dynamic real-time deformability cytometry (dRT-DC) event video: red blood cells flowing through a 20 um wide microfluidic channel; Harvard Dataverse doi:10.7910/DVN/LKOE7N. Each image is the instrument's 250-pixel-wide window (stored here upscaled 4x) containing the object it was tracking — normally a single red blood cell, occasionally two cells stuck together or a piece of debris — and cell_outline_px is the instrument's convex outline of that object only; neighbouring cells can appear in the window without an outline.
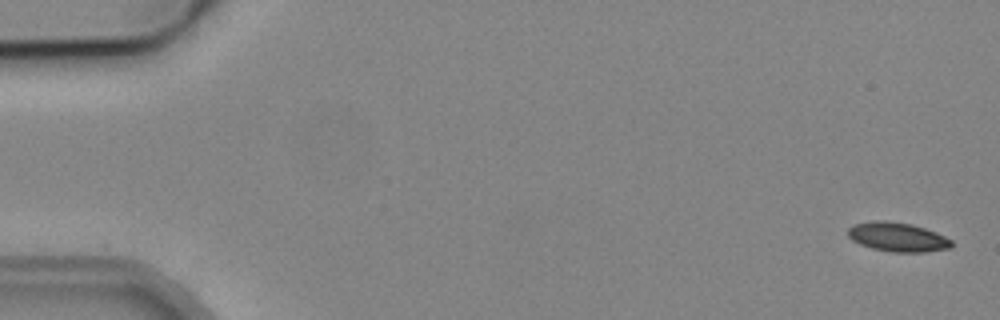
{"species": "common noctule bat (a hibernating species)", "species_latin": "Nyctalus noctula", "temperature_condition": "cold", "stored_images_in_passage": 5, "camera_frame_rate_fps": 3000, "um_per_image_px": 0.085, "animal": {"sex": "male", "body_mass_g": 19.2, "forearm_length_mm": 51.8}, "frame": {"image": 1, "passage_image": 1, "time_ms": 0.0, "image_size_px": [1000, 320], "cell_outline_px": [[952, 248], [924, 252], [892, 252], [872, 248], [860, 244], [852, 240], [848, 236], [848, 228], [852, 224], [876, 220], [888, 220], [912, 224], [936, 232], [952, 240]], "centroid_in_image_um": [76.29, 20.14], "position_along_channel_um": 8.7, "area_um2": 17.74}}
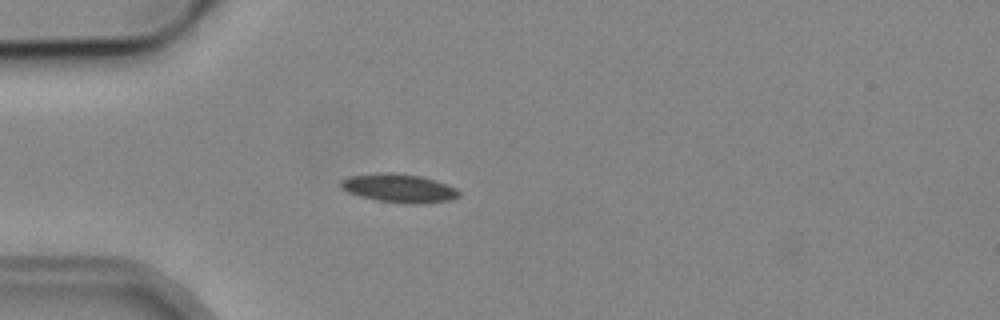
{"frame": {"image": 2, "passage_image": 5, "time_ms": 4.667, "image_size_px": [1000, 320], "cell_outline_px": [[460, 196], [448, 200], [376, 200], [360, 196], [348, 192], [340, 184], [340, 180], [352, 176], [384, 172], [392, 172], [420, 176], [436, 180], [448, 184], [456, 188], [460, 192]], "centroid_in_image_um": [33.88, 15.92], "position_along_channel_um": 51.1, "area_um2": 18.38}}